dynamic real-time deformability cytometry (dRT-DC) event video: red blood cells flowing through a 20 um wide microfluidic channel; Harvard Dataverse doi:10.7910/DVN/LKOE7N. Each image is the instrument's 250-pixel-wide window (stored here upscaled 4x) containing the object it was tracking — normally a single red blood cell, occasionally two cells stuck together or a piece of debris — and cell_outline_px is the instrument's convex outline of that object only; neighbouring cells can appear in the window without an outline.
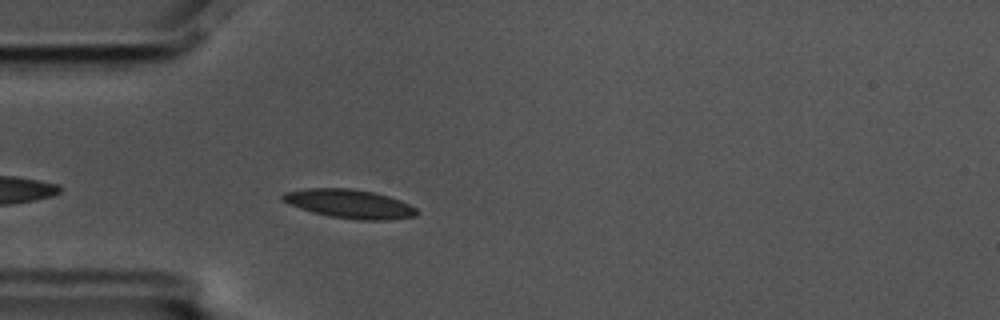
{"species": "common noctule bat (a hibernating species)", "species_latin": "Nyctalus noctula", "temperature_condition": "cold", "stored_images_in_passage": 36, "camera_frame_rate_fps": 3000, "um_per_image_px": 0.085, "animal": {"sex": "male", "body_mass_g": 17.5, "forearm_length_mm": 52.3}, "frame": {"image": 1, "passage_image": 4, "time_ms": 1.0, "image_size_px": [1000, 320], "cell_outline_px": [[420, 212], [416, 216], [384, 220], [360, 220], [328, 216], [312, 212], [300, 208], [280, 200], [280, 196], [284, 192], [308, 188], [352, 188], [372, 192], [388, 196], [400, 200], [416, 208]], "centroid_in_image_um": [29.69, 17.32], "position_along_channel_um": 55.3, "area_um2": 22.54}}
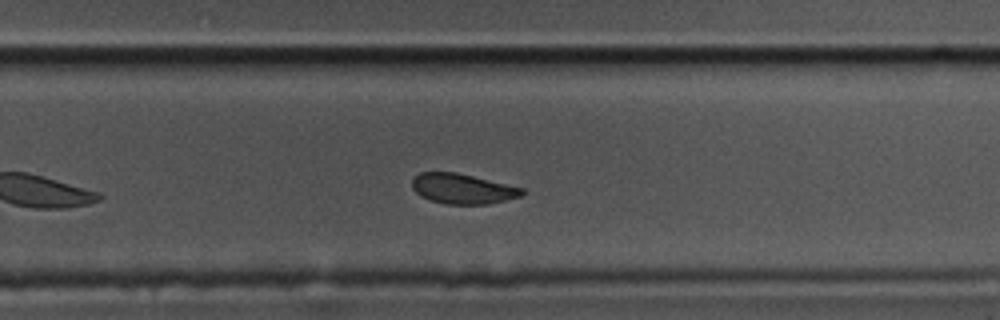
{"frame": {"image": 2, "passage_image": 25, "time_ms": 8.0, "image_size_px": [1000, 320], "cell_outline_px": [[524, 192], [520, 196], [488, 204], [448, 204], [432, 200], [420, 196], [412, 188], [412, 180], [420, 172], [456, 172], [524, 188]], "centroid_in_image_um": [39.3, 16.04], "position_along_channel_um": 290.5, "area_um2": 19.07}}
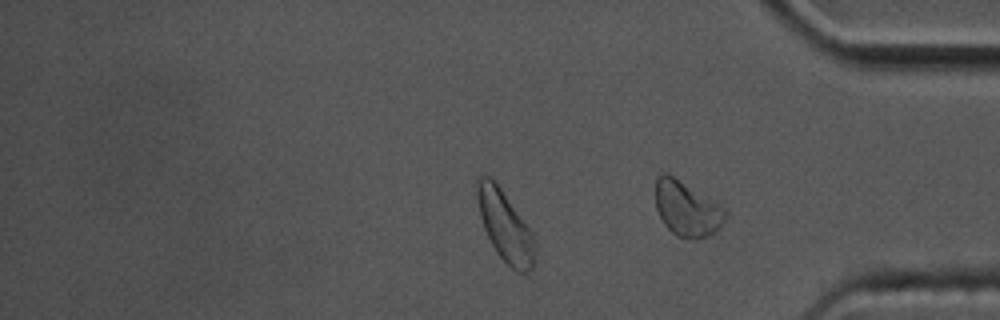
{"frame": {"image": 3, "passage_image": 33, "time_ms": 10.667, "image_size_px": [1000, 320], "cell_outline_px": [[536, 256], [532, 268], [528, 272], [516, 272], [496, 252], [484, 228], [480, 216], [476, 196], [476, 176], [488, 176], [500, 188], [532, 232]], "centroid_in_image_um": [42.92, 19.23], "position_along_channel_um": 392.3, "area_um2": 23.35}, "authors_computed_cell_mechanics": {"area_um2": 21.097, "velocity_mm_per_s": 3.4481, "shape_relaxation_time_tau1_ms": 2.1021, "shape_relaxation_time_tau2_ms": 1.7171, "deformation_change_tau1": 0.1067, "deformation_change_tau2": 0.0693}}